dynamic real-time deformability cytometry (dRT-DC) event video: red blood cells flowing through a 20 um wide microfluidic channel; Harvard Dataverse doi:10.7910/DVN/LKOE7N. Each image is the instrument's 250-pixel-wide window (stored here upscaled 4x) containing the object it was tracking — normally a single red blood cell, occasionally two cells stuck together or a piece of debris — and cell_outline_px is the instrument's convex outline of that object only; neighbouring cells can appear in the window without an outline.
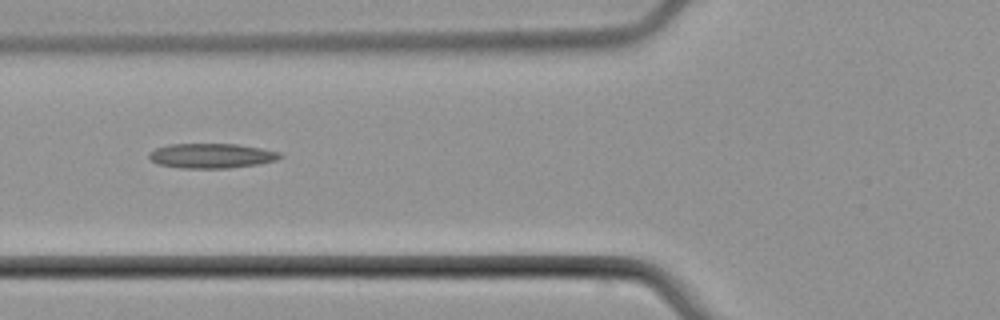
{"species": "common noctule bat (a hibernating species)", "species_latin": "Nyctalus noctula", "temperature_condition": "cold", "stored_images_in_passage": 6, "camera_frame_rate_fps": 3000, "um_per_image_px": 0.085, "animal": {"sex": "male", "body_mass_g": 21.5, "forearm_length_mm": 52.0}, "frame": {"image": 1, "passage_image": 6, "time_ms": 6.667, "image_size_px": [1000, 320], "cell_outline_px": [[284, 156], [276, 160], [260, 164], [228, 168], [180, 168], [156, 164], [148, 156], [148, 152], [156, 148], [168, 144], [236, 144], [260, 148], [280, 152]], "centroid_in_image_um": [17.96, 13.24], "position_along_channel_um": 107.8, "area_um2": 19.02}}